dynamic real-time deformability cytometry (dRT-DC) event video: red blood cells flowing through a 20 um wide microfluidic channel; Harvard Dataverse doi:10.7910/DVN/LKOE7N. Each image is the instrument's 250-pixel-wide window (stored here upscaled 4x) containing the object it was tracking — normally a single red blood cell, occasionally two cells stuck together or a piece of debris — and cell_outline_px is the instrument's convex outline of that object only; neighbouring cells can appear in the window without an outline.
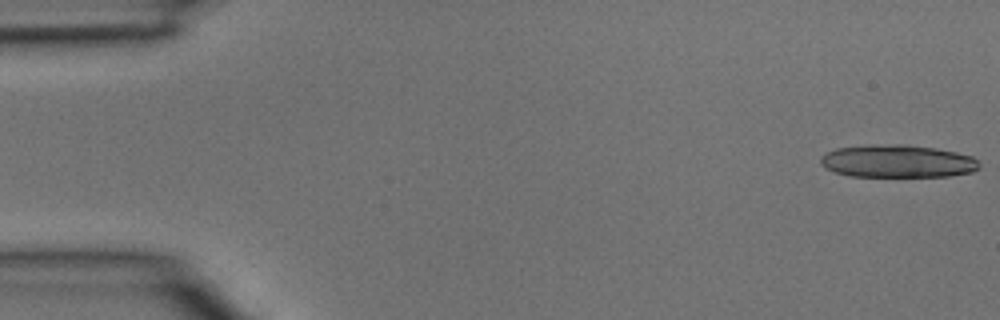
{"species": "common noctule bat (a hibernating species)", "species_latin": "Nyctalus noctula", "temperature_condition": "room temperature", "stored_images_in_passage": 5, "segment_of_instrument_passage": [2, 2], "camera_frame_rate_fps": 3000, "um_per_image_px": 0.085, "animal": {"sex": "male", "body_mass_g": 15.6}, "frame": {"image": 1, "passage_image": 5, "time_ms": 1.333, "image_size_px": [1000, 320], "cell_outline_px": [[980, 168], [972, 172], [948, 176], [848, 176], [824, 168], [820, 164], [820, 156], [824, 152], [836, 148], [872, 144], [904, 144], [936, 148], [956, 152], [972, 156], [980, 164]], "centroid_in_image_um": [76.25, 13.69], "position_along_channel_um": 8.8, "area_um2": 30.58}}